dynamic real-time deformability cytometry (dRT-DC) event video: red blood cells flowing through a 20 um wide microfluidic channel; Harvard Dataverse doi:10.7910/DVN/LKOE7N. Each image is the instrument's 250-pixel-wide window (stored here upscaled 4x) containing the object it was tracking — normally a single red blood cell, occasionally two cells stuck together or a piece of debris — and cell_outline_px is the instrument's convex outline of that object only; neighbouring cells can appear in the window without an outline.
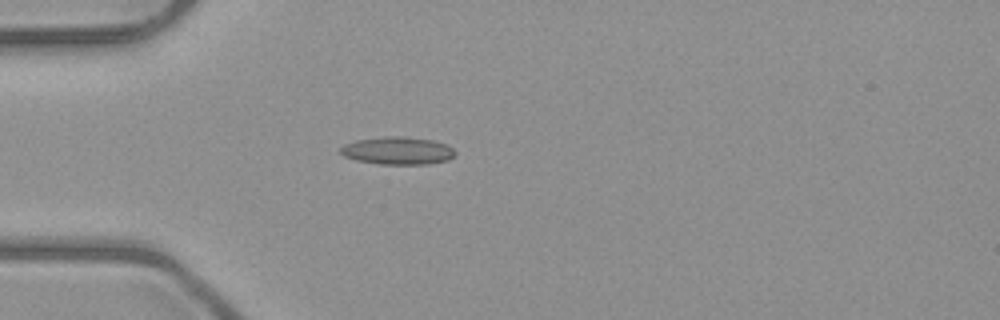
{"species": "common noctule bat (a hibernating species)", "species_latin": "Nyctalus noctula", "temperature_condition": "room temperature", "stored_images_in_passage": 1, "camera_frame_rate_fps": 3000, "um_per_image_px": 0.085, "animal": {"sex": "male", "body_mass_g": 23.1, "forearm_length_mm": 52.7}, "frame": {"image": 1, "passage_image": 1, "time_ms": 0.0, "image_size_px": [1000, 320], "cell_outline_px": [[456, 152], [448, 160], [428, 164], [376, 164], [356, 160], [344, 156], [340, 152], [340, 148], [344, 144], [356, 140], [384, 136], [404, 136], [432, 140], [448, 144]], "centroid_in_image_um": [33.79, 12.8], "position_along_channel_um": 51.2, "area_um2": 18.61}}